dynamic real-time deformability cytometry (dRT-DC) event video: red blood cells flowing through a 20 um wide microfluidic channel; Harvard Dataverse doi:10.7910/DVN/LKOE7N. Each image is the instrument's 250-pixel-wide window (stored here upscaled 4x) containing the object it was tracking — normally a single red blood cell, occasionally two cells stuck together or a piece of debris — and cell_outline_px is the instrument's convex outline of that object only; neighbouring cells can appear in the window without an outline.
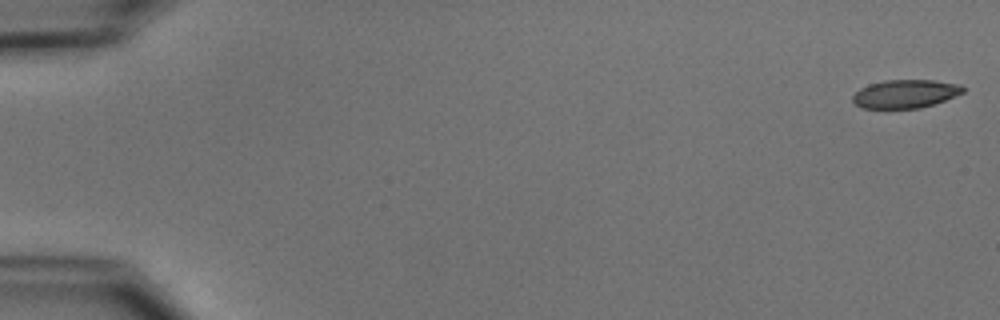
{"species": "common noctule bat (a hibernating species)", "species_latin": "Nyctalus noctula", "temperature_condition": "cold", "stored_images_in_passage": 54, "camera_frame_rate_fps": 3000, "um_per_image_px": 0.085, "animal": {"sex": "male", "body_mass_g": 15.6}, "frame": {"image": 1, "passage_image": 1, "time_ms": 0.0, "image_size_px": [1000, 320], "cell_outline_px": [[964, 92], [944, 100], [920, 108], [860, 108], [852, 100], [852, 96], [860, 88], [868, 84], [884, 80], [932, 80], [960, 84], [964, 88]], "centroid_in_image_um": [76.92, 7.97], "position_along_channel_um": 8.1, "area_um2": 18.15}}
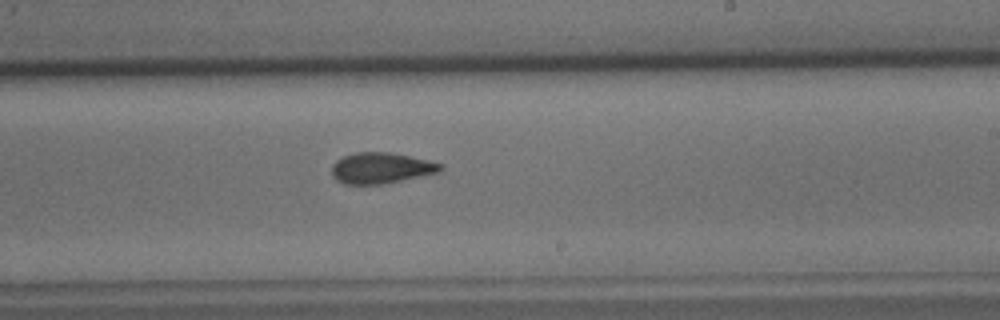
{"frame": {"image": 2, "passage_image": 33, "time_ms": 10.667, "image_size_px": [1000, 320], "cell_outline_px": [[444, 168], [440, 172], [384, 184], [344, 184], [336, 180], [332, 176], [332, 164], [336, 160], [344, 156], [356, 152], [388, 152], [428, 160], [444, 164]], "centroid_in_image_um": [32.4, 14.29], "position_along_channel_um": 256.6, "area_um2": 19.65}}
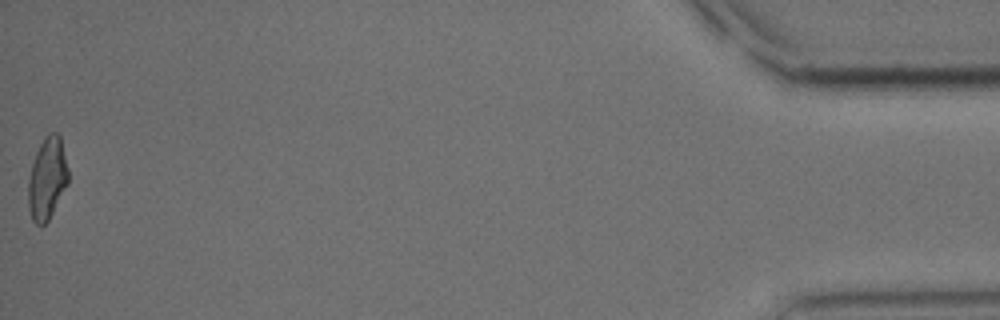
{"frame": {"image": 3, "passage_image": 54, "time_ms": 17.667, "image_size_px": [1000, 320], "cell_outline_px": [[68, 184], [48, 220], [44, 224], [36, 224], [32, 220], [28, 208], [28, 180], [32, 164], [36, 152], [44, 136], [48, 132], [56, 132], [60, 136], [68, 168]], "centroid_in_image_um": [4.01, 15.15], "position_along_channel_um": 431.2, "area_um2": 19.13}, "authors_computed_cell_mechanics": {"area_um2": 19.5364, "velocity_mm_per_s": 3.7591, "shape_relaxation_time_tau1_ms": 3.976, "shape_relaxation_time_tau2_ms": 1.9754, "deformation_change_tau1": 0.1382, "deformation_change_tau2": 0.0802}}